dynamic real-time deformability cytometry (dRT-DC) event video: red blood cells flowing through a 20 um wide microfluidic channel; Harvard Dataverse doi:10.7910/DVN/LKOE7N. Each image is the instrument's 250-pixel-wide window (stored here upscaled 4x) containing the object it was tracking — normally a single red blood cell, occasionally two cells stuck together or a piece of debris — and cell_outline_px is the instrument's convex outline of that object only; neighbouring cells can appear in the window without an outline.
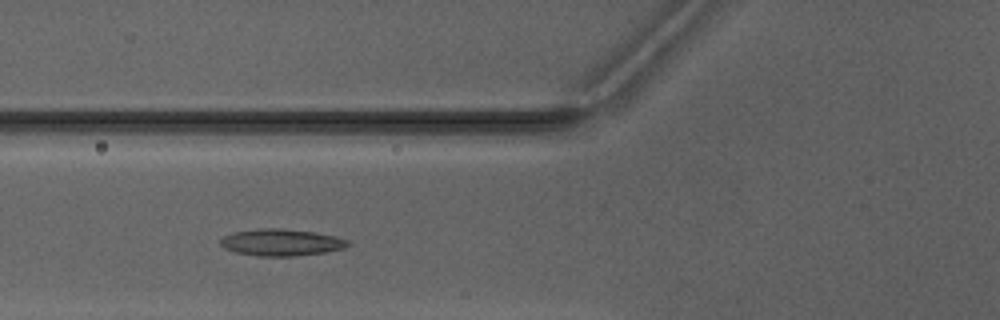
{"species": "Egyptian fruit bat (a non-hibernating species)", "species_latin": "Rousettus aegyptiacus", "temperature_condition": "warm", "stored_images_in_passage": 5, "camera_frame_rate_fps": 3000, "um_per_image_px": 0.085, "animal": {"sex": "male"}, "frame": {"image": 1, "passage_image": 4, "time_ms": 3.667, "image_size_px": [1000, 320], "cell_outline_px": [[348, 244], [344, 248], [324, 252], [296, 256], [256, 256], [236, 252], [224, 248], [220, 244], [220, 240], [224, 236], [232, 232], [260, 228], [284, 228], [316, 232], [336, 236], [348, 240]], "centroid_in_image_um": [23.89, 20.59], "position_along_channel_um": 101.9, "area_um2": 20.0}}
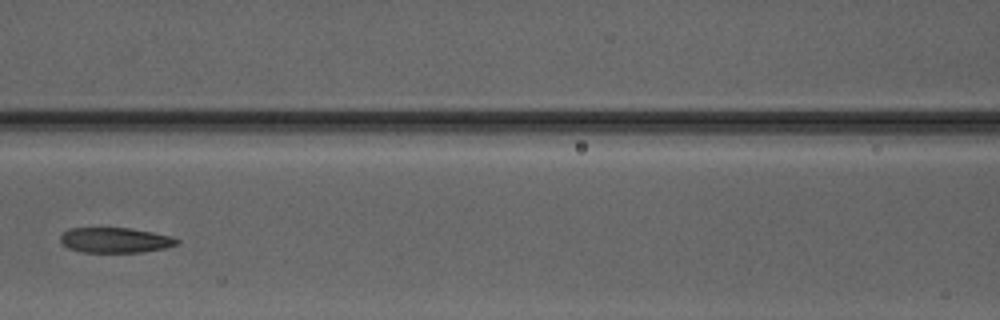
{"frame": {"image": 2, "passage_image": 5, "time_ms": 5.0, "image_size_px": [1000, 320], "cell_outline_px": [[180, 244], [164, 248], [140, 252], [84, 252], [68, 248], [60, 240], [60, 236], [68, 228], [128, 228], [152, 232], [172, 236], [180, 240]], "centroid_in_image_um": [9.82, 20.41], "position_along_channel_um": 156.8, "area_um2": 17.05}}